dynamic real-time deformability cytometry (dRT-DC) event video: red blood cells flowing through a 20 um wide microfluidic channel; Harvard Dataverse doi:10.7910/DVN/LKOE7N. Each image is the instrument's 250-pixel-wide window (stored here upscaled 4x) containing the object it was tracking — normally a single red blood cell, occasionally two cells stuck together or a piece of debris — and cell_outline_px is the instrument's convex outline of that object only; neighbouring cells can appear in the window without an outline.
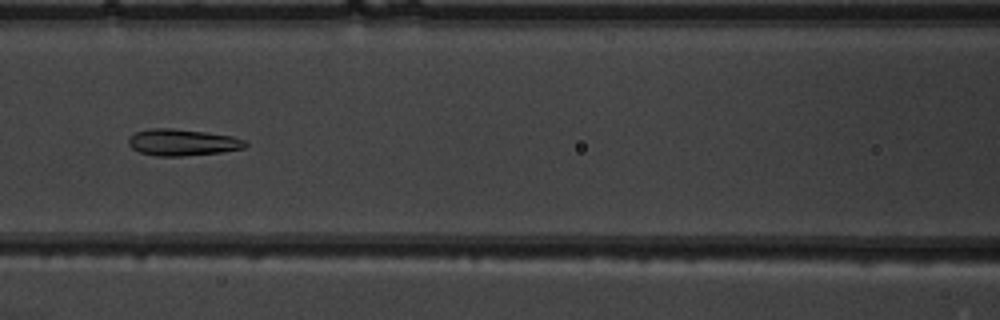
{"species": "common noctule bat (a hibernating species)", "species_latin": "Nyctalus noctula", "temperature_condition": "warm", "stored_images_in_passage": 36, "camera_frame_rate_fps": 3000, "um_per_image_px": 0.085, "animal": {"sex": "male", "body_mass_g": 19.5, "forearm_length_mm": 54.6}, "frame": {"image": 1, "passage_image": 8, "time_ms": 2.333, "image_size_px": [1000, 320], "cell_outline_px": [[248, 144], [244, 148], [220, 152], [180, 156], [156, 156], [140, 152], [132, 148], [128, 144], [128, 136], [136, 132], [152, 128], [172, 128], [204, 132], [232, 136], [244, 140]], "centroid_in_image_um": [15.47, 12.1], "position_along_channel_um": 151.1, "area_um2": 17.98}}
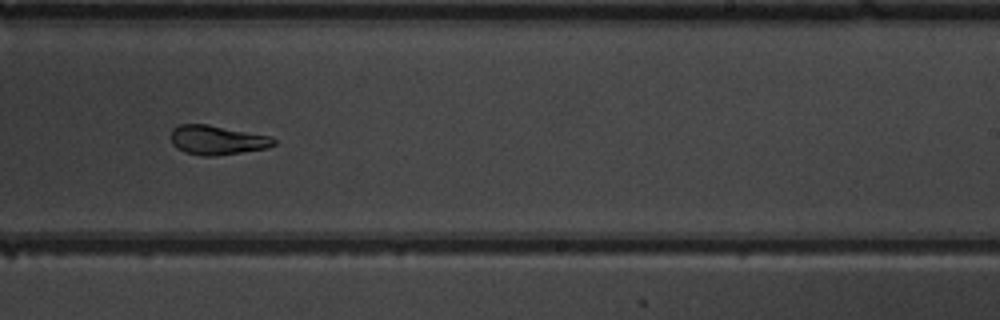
{"frame": {"image": 2, "passage_image": 17, "time_ms": 5.333, "image_size_px": [1000, 320], "cell_outline_px": [[276, 144], [268, 148], [216, 156], [200, 156], [184, 152], [176, 148], [172, 144], [168, 136], [172, 128], [180, 124], [208, 124], [272, 136], [276, 140]], "centroid_in_image_um": [18.42, 11.9], "position_along_channel_um": 270.6, "area_um2": 18.03}}
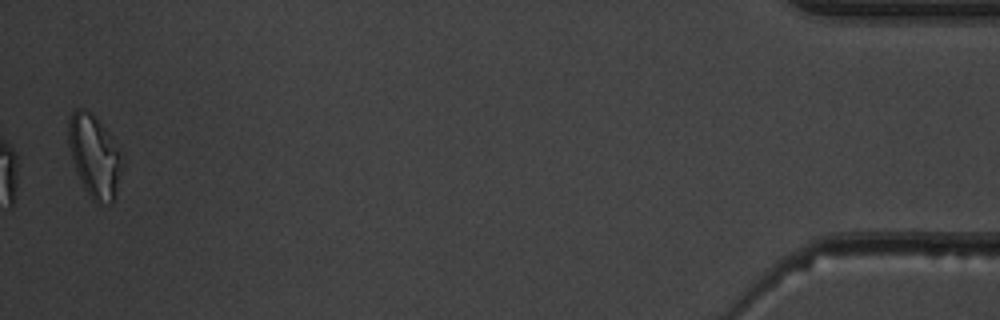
{"frame": {"image": 3, "passage_image": 35, "time_ms": 11.333, "image_size_px": [1000, 320], "cell_outline_px": [[124, 160], [112, 204], [108, 204], [92, 200], [88, 196], [76, 172], [72, 160], [68, 144], [68, 116], [72, 108], [84, 108], [92, 112], [96, 116], [112, 136]], "centroid_in_image_um": [8.0, 13.2], "position_along_channel_um": 427.2, "area_um2": 26.24}, "authors_computed_cell_mechanics": {"area_um2": 18.3226, "velocity_mm_per_s": 4.003, "shape_relaxation_time_tau1_ms": 5.5802, "shape_relaxation_time_tau2_ms": 1.8861, "deformation_change_tau1": 0.1954, "deformation_change_tau2": 0.0808}}